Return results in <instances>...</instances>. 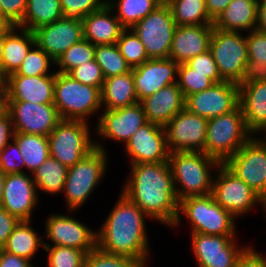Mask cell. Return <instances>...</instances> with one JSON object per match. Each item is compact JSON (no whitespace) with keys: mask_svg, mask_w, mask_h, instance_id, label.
Here are the masks:
<instances>
[{"mask_svg":"<svg viewBox=\"0 0 266 267\" xmlns=\"http://www.w3.org/2000/svg\"><path fill=\"white\" fill-rule=\"evenodd\" d=\"M208 119L178 112L165 126L167 147L171 152H204Z\"/></svg>","mask_w":266,"mask_h":267,"instance_id":"obj_14","label":"cell"},{"mask_svg":"<svg viewBox=\"0 0 266 267\" xmlns=\"http://www.w3.org/2000/svg\"><path fill=\"white\" fill-rule=\"evenodd\" d=\"M4 36H0V64L3 54Z\"/></svg>","mask_w":266,"mask_h":267,"instance_id":"obj_60","label":"cell"},{"mask_svg":"<svg viewBox=\"0 0 266 267\" xmlns=\"http://www.w3.org/2000/svg\"><path fill=\"white\" fill-rule=\"evenodd\" d=\"M35 44L54 61L73 44L83 39V22L61 18L33 31Z\"/></svg>","mask_w":266,"mask_h":267,"instance_id":"obj_21","label":"cell"},{"mask_svg":"<svg viewBox=\"0 0 266 267\" xmlns=\"http://www.w3.org/2000/svg\"><path fill=\"white\" fill-rule=\"evenodd\" d=\"M239 105L246 128L255 136L266 127V81L239 86Z\"/></svg>","mask_w":266,"mask_h":267,"instance_id":"obj_27","label":"cell"},{"mask_svg":"<svg viewBox=\"0 0 266 267\" xmlns=\"http://www.w3.org/2000/svg\"><path fill=\"white\" fill-rule=\"evenodd\" d=\"M116 44L132 69L149 60L144 45L132 29H124Z\"/></svg>","mask_w":266,"mask_h":267,"instance_id":"obj_40","label":"cell"},{"mask_svg":"<svg viewBox=\"0 0 266 267\" xmlns=\"http://www.w3.org/2000/svg\"><path fill=\"white\" fill-rule=\"evenodd\" d=\"M95 60L101 67L105 78L132 71L131 66L121 55L117 44L95 46Z\"/></svg>","mask_w":266,"mask_h":267,"instance_id":"obj_38","label":"cell"},{"mask_svg":"<svg viewBox=\"0 0 266 267\" xmlns=\"http://www.w3.org/2000/svg\"><path fill=\"white\" fill-rule=\"evenodd\" d=\"M176 27L170 7L161 4L131 29L140 38L149 59H166Z\"/></svg>","mask_w":266,"mask_h":267,"instance_id":"obj_10","label":"cell"},{"mask_svg":"<svg viewBox=\"0 0 266 267\" xmlns=\"http://www.w3.org/2000/svg\"><path fill=\"white\" fill-rule=\"evenodd\" d=\"M130 175L122 193L150 219L173 227L179 201L168 161L131 164Z\"/></svg>","mask_w":266,"mask_h":267,"instance_id":"obj_1","label":"cell"},{"mask_svg":"<svg viewBox=\"0 0 266 267\" xmlns=\"http://www.w3.org/2000/svg\"><path fill=\"white\" fill-rule=\"evenodd\" d=\"M0 15H3V10H2L1 4H0Z\"/></svg>","mask_w":266,"mask_h":267,"instance_id":"obj_64","label":"cell"},{"mask_svg":"<svg viewBox=\"0 0 266 267\" xmlns=\"http://www.w3.org/2000/svg\"><path fill=\"white\" fill-rule=\"evenodd\" d=\"M68 167L49 156L33 173L32 178L38 190L48 194L62 193Z\"/></svg>","mask_w":266,"mask_h":267,"instance_id":"obj_34","label":"cell"},{"mask_svg":"<svg viewBox=\"0 0 266 267\" xmlns=\"http://www.w3.org/2000/svg\"><path fill=\"white\" fill-rule=\"evenodd\" d=\"M146 217L134 202L120 192L114 208L96 232L97 247L107 253L141 261L146 266L150 257Z\"/></svg>","mask_w":266,"mask_h":267,"instance_id":"obj_2","label":"cell"},{"mask_svg":"<svg viewBox=\"0 0 266 267\" xmlns=\"http://www.w3.org/2000/svg\"><path fill=\"white\" fill-rule=\"evenodd\" d=\"M5 179H6V174L0 169V205L3 197Z\"/></svg>","mask_w":266,"mask_h":267,"instance_id":"obj_59","label":"cell"},{"mask_svg":"<svg viewBox=\"0 0 266 267\" xmlns=\"http://www.w3.org/2000/svg\"><path fill=\"white\" fill-rule=\"evenodd\" d=\"M179 64L170 58L149 59L133 68L135 92L139 102L163 87L177 83Z\"/></svg>","mask_w":266,"mask_h":267,"instance_id":"obj_22","label":"cell"},{"mask_svg":"<svg viewBox=\"0 0 266 267\" xmlns=\"http://www.w3.org/2000/svg\"><path fill=\"white\" fill-rule=\"evenodd\" d=\"M62 17L60 0H27L23 20L17 27L33 32Z\"/></svg>","mask_w":266,"mask_h":267,"instance_id":"obj_32","label":"cell"},{"mask_svg":"<svg viewBox=\"0 0 266 267\" xmlns=\"http://www.w3.org/2000/svg\"><path fill=\"white\" fill-rule=\"evenodd\" d=\"M262 199L266 196V141L254 135L223 163Z\"/></svg>","mask_w":266,"mask_h":267,"instance_id":"obj_12","label":"cell"},{"mask_svg":"<svg viewBox=\"0 0 266 267\" xmlns=\"http://www.w3.org/2000/svg\"><path fill=\"white\" fill-rule=\"evenodd\" d=\"M181 213L191 223V233L236 235V218L217 204L212 194L181 199L174 228L181 222Z\"/></svg>","mask_w":266,"mask_h":267,"instance_id":"obj_6","label":"cell"},{"mask_svg":"<svg viewBox=\"0 0 266 267\" xmlns=\"http://www.w3.org/2000/svg\"><path fill=\"white\" fill-rule=\"evenodd\" d=\"M14 132L48 137L62 120L53 103L37 104L27 101H8Z\"/></svg>","mask_w":266,"mask_h":267,"instance_id":"obj_15","label":"cell"},{"mask_svg":"<svg viewBox=\"0 0 266 267\" xmlns=\"http://www.w3.org/2000/svg\"><path fill=\"white\" fill-rule=\"evenodd\" d=\"M232 0H205L209 17L214 21Z\"/></svg>","mask_w":266,"mask_h":267,"instance_id":"obj_55","label":"cell"},{"mask_svg":"<svg viewBox=\"0 0 266 267\" xmlns=\"http://www.w3.org/2000/svg\"><path fill=\"white\" fill-rule=\"evenodd\" d=\"M213 24L177 26L169 58L178 64L186 63L196 55L209 50Z\"/></svg>","mask_w":266,"mask_h":267,"instance_id":"obj_24","label":"cell"},{"mask_svg":"<svg viewBox=\"0 0 266 267\" xmlns=\"http://www.w3.org/2000/svg\"><path fill=\"white\" fill-rule=\"evenodd\" d=\"M96 149L78 163L68 167L63 192L68 211L78 210L100 184L107 170V153L102 143L95 142Z\"/></svg>","mask_w":266,"mask_h":267,"instance_id":"obj_7","label":"cell"},{"mask_svg":"<svg viewBox=\"0 0 266 267\" xmlns=\"http://www.w3.org/2000/svg\"><path fill=\"white\" fill-rule=\"evenodd\" d=\"M34 45L35 37L33 32L17 26L8 35L4 36L0 79H5L9 75L16 73Z\"/></svg>","mask_w":266,"mask_h":267,"instance_id":"obj_28","label":"cell"},{"mask_svg":"<svg viewBox=\"0 0 266 267\" xmlns=\"http://www.w3.org/2000/svg\"><path fill=\"white\" fill-rule=\"evenodd\" d=\"M55 74L40 76L9 75L5 78L8 101L37 104L54 103Z\"/></svg>","mask_w":266,"mask_h":267,"instance_id":"obj_23","label":"cell"},{"mask_svg":"<svg viewBox=\"0 0 266 267\" xmlns=\"http://www.w3.org/2000/svg\"><path fill=\"white\" fill-rule=\"evenodd\" d=\"M62 120H83L102 108L101 89L82 84L68 73L56 72L54 103Z\"/></svg>","mask_w":266,"mask_h":267,"instance_id":"obj_4","label":"cell"},{"mask_svg":"<svg viewBox=\"0 0 266 267\" xmlns=\"http://www.w3.org/2000/svg\"><path fill=\"white\" fill-rule=\"evenodd\" d=\"M262 208H266V196L263 198Z\"/></svg>","mask_w":266,"mask_h":267,"instance_id":"obj_61","label":"cell"},{"mask_svg":"<svg viewBox=\"0 0 266 267\" xmlns=\"http://www.w3.org/2000/svg\"><path fill=\"white\" fill-rule=\"evenodd\" d=\"M194 72L200 73H219L216 62L210 50L196 55L186 62Z\"/></svg>","mask_w":266,"mask_h":267,"instance_id":"obj_49","label":"cell"},{"mask_svg":"<svg viewBox=\"0 0 266 267\" xmlns=\"http://www.w3.org/2000/svg\"><path fill=\"white\" fill-rule=\"evenodd\" d=\"M236 235L191 233V247L199 267H236L250 247L236 246Z\"/></svg>","mask_w":266,"mask_h":267,"instance_id":"obj_13","label":"cell"},{"mask_svg":"<svg viewBox=\"0 0 266 267\" xmlns=\"http://www.w3.org/2000/svg\"><path fill=\"white\" fill-rule=\"evenodd\" d=\"M48 252L47 267H84L87 253L85 251L63 246H51L44 242V248Z\"/></svg>","mask_w":266,"mask_h":267,"instance_id":"obj_41","label":"cell"},{"mask_svg":"<svg viewBox=\"0 0 266 267\" xmlns=\"http://www.w3.org/2000/svg\"><path fill=\"white\" fill-rule=\"evenodd\" d=\"M163 4H167L170 0H159Z\"/></svg>","mask_w":266,"mask_h":267,"instance_id":"obj_63","label":"cell"},{"mask_svg":"<svg viewBox=\"0 0 266 267\" xmlns=\"http://www.w3.org/2000/svg\"><path fill=\"white\" fill-rule=\"evenodd\" d=\"M257 23L256 0H232L213 21V27L223 31H253Z\"/></svg>","mask_w":266,"mask_h":267,"instance_id":"obj_29","label":"cell"},{"mask_svg":"<svg viewBox=\"0 0 266 267\" xmlns=\"http://www.w3.org/2000/svg\"><path fill=\"white\" fill-rule=\"evenodd\" d=\"M264 131V133L266 132V127L261 131V132H263ZM266 134V133H265ZM265 138H266V135H265ZM263 140H265L266 141V139H263Z\"/></svg>","mask_w":266,"mask_h":267,"instance_id":"obj_65","label":"cell"},{"mask_svg":"<svg viewBox=\"0 0 266 267\" xmlns=\"http://www.w3.org/2000/svg\"><path fill=\"white\" fill-rule=\"evenodd\" d=\"M107 4L117 11L115 14L121 25L131 29L163 3L159 0H108Z\"/></svg>","mask_w":266,"mask_h":267,"instance_id":"obj_35","label":"cell"},{"mask_svg":"<svg viewBox=\"0 0 266 267\" xmlns=\"http://www.w3.org/2000/svg\"><path fill=\"white\" fill-rule=\"evenodd\" d=\"M51 64L55 65V61L35 44L27 53L17 72L11 75L40 76L53 74L49 71Z\"/></svg>","mask_w":266,"mask_h":267,"instance_id":"obj_42","label":"cell"},{"mask_svg":"<svg viewBox=\"0 0 266 267\" xmlns=\"http://www.w3.org/2000/svg\"><path fill=\"white\" fill-rule=\"evenodd\" d=\"M168 163L178 201L212 194L214 176L210 169L215 170L221 164L217 159L204 152H171Z\"/></svg>","mask_w":266,"mask_h":267,"instance_id":"obj_3","label":"cell"},{"mask_svg":"<svg viewBox=\"0 0 266 267\" xmlns=\"http://www.w3.org/2000/svg\"><path fill=\"white\" fill-rule=\"evenodd\" d=\"M82 22L83 38L95 46L116 44L125 29L108 4L85 16Z\"/></svg>","mask_w":266,"mask_h":267,"instance_id":"obj_26","label":"cell"},{"mask_svg":"<svg viewBox=\"0 0 266 267\" xmlns=\"http://www.w3.org/2000/svg\"><path fill=\"white\" fill-rule=\"evenodd\" d=\"M46 235L52 246L76 248L89 253L97 246V236L86 224L71 215L52 214L45 224Z\"/></svg>","mask_w":266,"mask_h":267,"instance_id":"obj_18","label":"cell"},{"mask_svg":"<svg viewBox=\"0 0 266 267\" xmlns=\"http://www.w3.org/2000/svg\"><path fill=\"white\" fill-rule=\"evenodd\" d=\"M252 136L238 105L229 113L208 119L204 153L224 163Z\"/></svg>","mask_w":266,"mask_h":267,"instance_id":"obj_5","label":"cell"},{"mask_svg":"<svg viewBox=\"0 0 266 267\" xmlns=\"http://www.w3.org/2000/svg\"><path fill=\"white\" fill-rule=\"evenodd\" d=\"M13 140L31 174L50 156L48 137L15 132Z\"/></svg>","mask_w":266,"mask_h":267,"instance_id":"obj_33","label":"cell"},{"mask_svg":"<svg viewBox=\"0 0 266 267\" xmlns=\"http://www.w3.org/2000/svg\"><path fill=\"white\" fill-rule=\"evenodd\" d=\"M91 60H95V45L83 38L58 57L55 66H58L59 70L56 72L69 74L74 68Z\"/></svg>","mask_w":266,"mask_h":267,"instance_id":"obj_39","label":"cell"},{"mask_svg":"<svg viewBox=\"0 0 266 267\" xmlns=\"http://www.w3.org/2000/svg\"><path fill=\"white\" fill-rule=\"evenodd\" d=\"M16 25L4 15H0V36L8 35Z\"/></svg>","mask_w":266,"mask_h":267,"instance_id":"obj_58","label":"cell"},{"mask_svg":"<svg viewBox=\"0 0 266 267\" xmlns=\"http://www.w3.org/2000/svg\"><path fill=\"white\" fill-rule=\"evenodd\" d=\"M256 30L266 33V2L257 4Z\"/></svg>","mask_w":266,"mask_h":267,"instance_id":"obj_57","label":"cell"},{"mask_svg":"<svg viewBox=\"0 0 266 267\" xmlns=\"http://www.w3.org/2000/svg\"><path fill=\"white\" fill-rule=\"evenodd\" d=\"M223 81L241 85L248 61L246 36L241 32L223 31L213 27L210 48Z\"/></svg>","mask_w":266,"mask_h":267,"instance_id":"obj_9","label":"cell"},{"mask_svg":"<svg viewBox=\"0 0 266 267\" xmlns=\"http://www.w3.org/2000/svg\"><path fill=\"white\" fill-rule=\"evenodd\" d=\"M185 100L178 83H173L142 99L140 103L147 120L164 127L178 112L185 109Z\"/></svg>","mask_w":266,"mask_h":267,"instance_id":"obj_25","label":"cell"},{"mask_svg":"<svg viewBox=\"0 0 266 267\" xmlns=\"http://www.w3.org/2000/svg\"><path fill=\"white\" fill-rule=\"evenodd\" d=\"M108 0H60L63 18L82 21L93 11L101 9Z\"/></svg>","mask_w":266,"mask_h":267,"instance_id":"obj_44","label":"cell"},{"mask_svg":"<svg viewBox=\"0 0 266 267\" xmlns=\"http://www.w3.org/2000/svg\"><path fill=\"white\" fill-rule=\"evenodd\" d=\"M3 15L18 26L24 17L27 0H0Z\"/></svg>","mask_w":266,"mask_h":267,"instance_id":"obj_48","label":"cell"},{"mask_svg":"<svg viewBox=\"0 0 266 267\" xmlns=\"http://www.w3.org/2000/svg\"><path fill=\"white\" fill-rule=\"evenodd\" d=\"M247 35L248 60H253L256 63L266 62V33L253 30L247 33Z\"/></svg>","mask_w":266,"mask_h":267,"instance_id":"obj_47","label":"cell"},{"mask_svg":"<svg viewBox=\"0 0 266 267\" xmlns=\"http://www.w3.org/2000/svg\"><path fill=\"white\" fill-rule=\"evenodd\" d=\"M239 105V85L223 81L188 96L185 108L192 114L211 119L229 113Z\"/></svg>","mask_w":266,"mask_h":267,"instance_id":"obj_16","label":"cell"},{"mask_svg":"<svg viewBox=\"0 0 266 267\" xmlns=\"http://www.w3.org/2000/svg\"><path fill=\"white\" fill-rule=\"evenodd\" d=\"M84 267H147L130 257L104 252L97 246L87 253Z\"/></svg>","mask_w":266,"mask_h":267,"instance_id":"obj_43","label":"cell"},{"mask_svg":"<svg viewBox=\"0 0 266 267\" xmlns=\"http://www.w3.org/2000/svg\"><path fill=\"white\" fill-rule=\"evenodd\" d=\"M97 122L98 135L109 140L126 142L148 122L140 102L115 110L104 109Z\"/></svg>","mask_w":266,"mask_h":267,"instance_id":"obj_20","label":"cell"},{"mask_svg":"<svg viewBox=\"0 0 266 267\" xmlns=\"http://www.w3.org/2000/svg\"><path fill=\"white\" fill-rule=\"evenodd\" d=\"M0 267H34L30 260L7 253L0 248Z\"/></svg>","mask_w":266,"mask_h":267,"instance_id":"obj_54","label":"cell"},{"mask_svg":"<svg viewBox=\"0 0 266 267\" xmlns=\"http://www.w3.org/2000/svg\"><path fill=\"white\" fill-rule=\"evenodd\" d=\"M38 202L36 185L31 175L24 173L7 174L1 207L20 221H32V212Z\"/></svg>","mask_w":266,"mask_h":267,"instance_id":"obj_19","label":"cell"},{"mask_svg":"<svg viewBox=\"0 0 266 267\" xmlns=\"http://www.w3.org/2000/svg\"><path fill=\"white\" fill-rule=\"evenodd\" d=\"M215 171L217 177L213 178L212 195L216 203L236 219L251 212L258 203L262 206L263 199L223 163Z\"/></svg>","mask_w":266,"mask_h":267,"instance_id":"obj_11","label":"cell"},{"mask_svg":"<svg viewBox=\"0 0 266 267\" xmlns=\"http://www.w3.org/2000/svg\"><path fill=\"white\" fill-rule=\"evenodd\" d=\"M266 81V62L248 60L245 64L241 84Z\"/></svg>","mask_w":266,"mask_h":267,"instance_id":"obj_50","label":"cell"},{"mask_svg":"<svg viewBox=\"0 0 266 267\" xmlns=\"http://www.w3.org/2000/svg\"><path fill=\"white\" fill-rule=\"evenodd\" d=\"M19 222L20 220L16 216L8 213L0 206V248L6 244Z\"/></svg>","mask_w":266,"mask_h":267,"instance_id":"obj_51","label":"cell"},{"mask_svg":"<svg viewBox=\"0 0 266 267\" xmlns=\"http://www.w3.org/2000/svg\"><path fill=\"white\" fill-rule=\"evenodd\" d=\"M236 267H266V257L250 246L238 259Z\"/></svg>","mask_w":266,"mask_h":267,"instance_id":"obj_52","label":"cell"},{"mask_svg":"<svg viewBox=\"0 0 266 267\" xmlns=\"http://www.w3.org/2000/svg\"><path fill=\"white\" fill-rule=\"evenodd\" d=\"M125 145L131 164L158 163L169 159L165 128L150 121L141 126Z\"/></svg>","mask_w":266,"mask_h":267,"instance_id":"obj_17","label":"cell"},{"mask_svg":"<svg viewBox=\"0 0 266 267\" xmlns=\"http://www.w3.org/2000/svg\"><path fill=\"white\" fill-rule=\"evenodd\" d=\"M25 163L17 143L12 140L0 152V169L7 174L24 173Z\"/></svg>","mask_w":266,"mask_h":267,"instance_id":"obj_46","label":"cell"},{"mask_svg":"<svg viewBox=\"0 0 266 267\" xmlns=\"http://www.w3.org/2000/svg\"><path fill=\"white\" fill-rule=\"evenodd\" d=\"M257 4H262V3H265L266 0H256Z\"/></svg>","mask_w":266,"mask_h":267,"instance_id":"obj_62","label":"cell"},{"mask_svg":"<svg viewBox=\"0 0 266 267\" xmlns=\"http://www.w3.org/2000/svg\"><path fill=\"white\" fill-rule=\"evenodd\" d=\"M69 75L82 84L97 87L102 90L105 77L96 60L85 62L74 68Z\"/></svg>","mask_w":266,"mask_h":267,"instance_id":"obj_45","label":"cell"},{"mask_svg":"<svg viewBox=\"0 0 266 267\" xmlns=\"http://www.w3.org/2000/svg\"><path fill=\"white\" fill-rule=\"evenodd\" d=\"M12 117L9 113L0 118V152L14 138Z\"/></svg>","mask_w":266,"mask_h":267,"instance_id":"obj_53","label":"cell"},{"mask_svg":"<svg viewBox=\"0 0 266 267\" xmlns=\"http://www.w3.org/2000/svg\"><path fill=\"white\" fill-rule=\"evenodd\" d=\"M89 124L83 120H61L48 136L50 156L67 167L96 149Z\"/></svg>","mask_w":266,"mask_h":267,"instance_id":"obj_8","label":"cell"},{"mask_svg":"<svg viewBox=\"0 0 266 267\" xmlns=\"http://www.w3.org/2000/svg\"><path fill=\"white\" fill-rule=\"evenodd\" d=\"M102 109L115 110L128 107L139 102L134 85L132 71L105 78L101 90Z\"/></svg>","mask_w":266,"mask_h":267,"instance_id":"obj_30","label":"cell"},{"mask_svg":"<svg viewBox=\"0 0 266 267\" xmlns=\"http://www.w3.org/2000/svg\"><path fill=\"white\" fill-rule=\"evenodd\" d=\"M167 5L177 26L213 24L205 0H170Z\"/></svg>","mask_w":266,"mask_h":267,"instance_id":"obj_36","label":"cell"},{"mask_svg":"<svg viewBox=\"0 0 266 267\" xmlns=\"http://www.w3.org/2000/svg\"><path fill=\"white\" fill-rule=\"evenodd\" d=\"M31 222L20 221L2 249L7 253L26 258L32 262L38 247L42 246L44 248V241L31 227Z\"/></svg>","mask_w":266,"mask_h":267,"instance_id":"obj_31","label":"cell"},{"mask_svg":"<svg viewBox=\"0 0 266 267\" xmlns=\"http://www.w3.org/2000/svg\"><path fill=\"white\" fill-rule=\"evenodd\" d=\"M177 79L185 99L194 93L212 87L215 83L223 82L220 73L194 72V69L187 63L179 64Z\"/></svg>","mask_w":266,"mask_h":267,"instance_id":"obj_37","label":"cell"},{"mask_svg":"<svg viewBox=\"0 0 266 267\" xmlns=\"http://www.w3.org/2000/svg\"><path fill=\"white\" fill-rule=\"evenodd\" d=\"M8 113V92L4 79H0V118Z\"/></svg>","mask_w":266,"mask_h":267,"instance_id":"obj_56","label":"cell"}]
</instances>
